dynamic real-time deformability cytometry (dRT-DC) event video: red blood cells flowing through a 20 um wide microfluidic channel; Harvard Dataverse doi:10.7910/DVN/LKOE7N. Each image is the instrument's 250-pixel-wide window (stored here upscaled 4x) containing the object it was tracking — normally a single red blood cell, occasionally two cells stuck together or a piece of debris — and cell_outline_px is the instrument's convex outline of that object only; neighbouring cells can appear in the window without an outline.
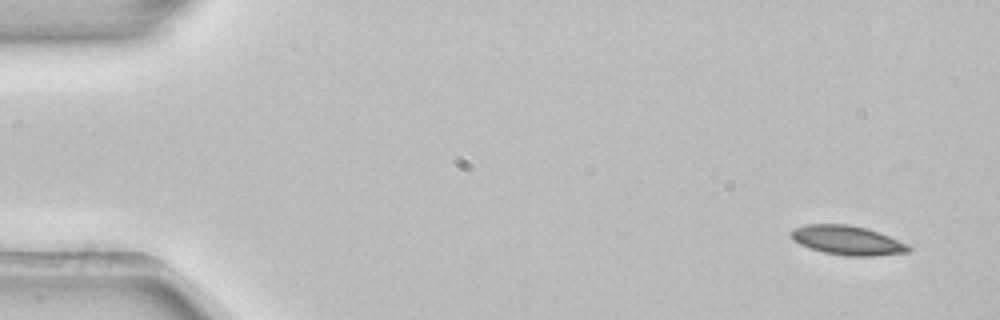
{"species": "common noctule bat (a hibernating species)", "species_latin": "Nyctalus noctula", "temperature_condition": "room temperature", "stored_images_in_passage": 4, "camera_frame_rate_fps": 3000, "um_per_image_px": 0.085, "animal": {"sex": "female", "body_mass_g": 22.7, "forearm_length_mm": 54.2}, "frame": {"image": 1, "passage_image": 1, "time_ms": 0.0, "image_size_px": [1000, 320], "cell_outline_px": [[912, 248], [908, 252], [876, 256], [844, 256], [824, 252], [800, 244], [792, 240], [788, 232], [792, 228], [804, 224], [848, 224], [868, 228], [908, 244]], "centroid_in_image_um": [71.99, 20.42], "position_along_channel_um": 13.0, "area_um2": 20.23}}
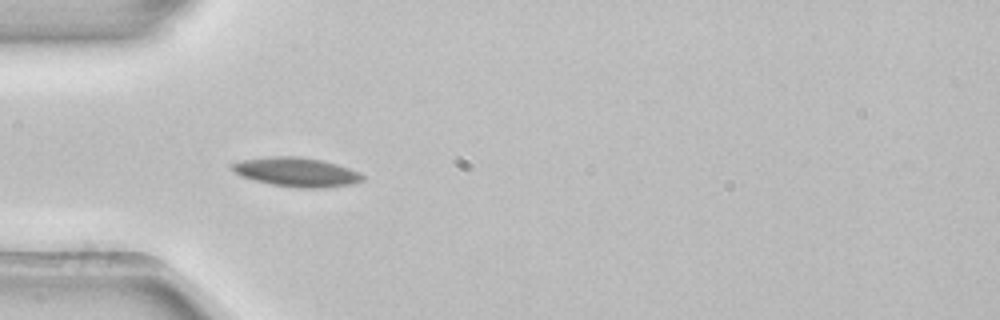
{"frame": {"image": 2, "passage_image": 4, "time_ms": 1.0, "image_size_px": [1000, 320], "cell_outline_px": [[364, 180], [356, 184], [324, 188], [296, 188], [272, 184], [240, 176], [228, 164], [240, 160], [268, 156], [300, 156], [320, 160], [336, 164], [360, 172], [364, 176]], "centroid_in_image_um": [25.22, 14.63], "position_along_channel_um": 59.8, "area_um2": 22.37}}